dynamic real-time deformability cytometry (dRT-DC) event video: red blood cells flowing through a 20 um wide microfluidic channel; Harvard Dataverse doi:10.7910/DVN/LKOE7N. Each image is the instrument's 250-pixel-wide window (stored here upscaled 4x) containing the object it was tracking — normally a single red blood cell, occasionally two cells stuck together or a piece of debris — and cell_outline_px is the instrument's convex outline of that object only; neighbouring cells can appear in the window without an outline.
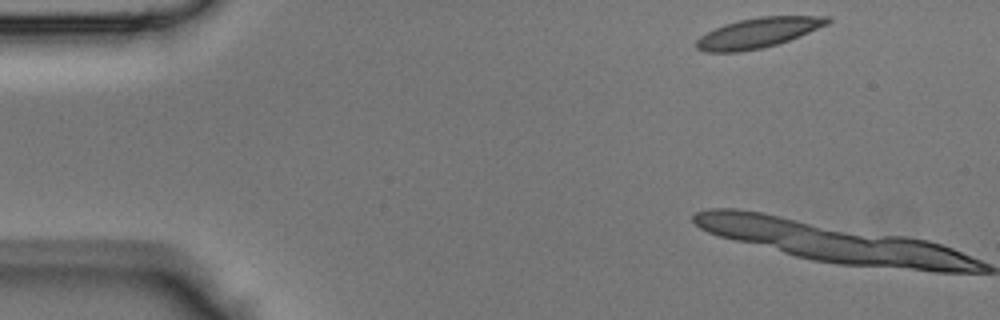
{"species": "Egyptian fruit bat (a non-hibernating species)", "species_latin": "Rousettus aegyptiacus", "temperature_condition": "room temperature", "stored_images_in_passage": 2, "camera_frame_rate_fps": 3000, "um_per_image_px": 0.085, "animal": {"sex": "male"}, "frame": {"image": 1, "passage_image": 1, "time_ms": 0.0, "image_size_px": [1000, 320], "cell_outline_px": [[832, 20], [828, 24], [800, 36], [776, 44], [760, 48], [740, 52], [704, 52], [696, 48], [696, 40], [700, 36], [724, 24], [740, 20], [760, 16], [828, 16]], "centroid_in_image_um": [64.44, 2.79], "position_along_channel_um": 20.6, "area_um2": 22.77}}